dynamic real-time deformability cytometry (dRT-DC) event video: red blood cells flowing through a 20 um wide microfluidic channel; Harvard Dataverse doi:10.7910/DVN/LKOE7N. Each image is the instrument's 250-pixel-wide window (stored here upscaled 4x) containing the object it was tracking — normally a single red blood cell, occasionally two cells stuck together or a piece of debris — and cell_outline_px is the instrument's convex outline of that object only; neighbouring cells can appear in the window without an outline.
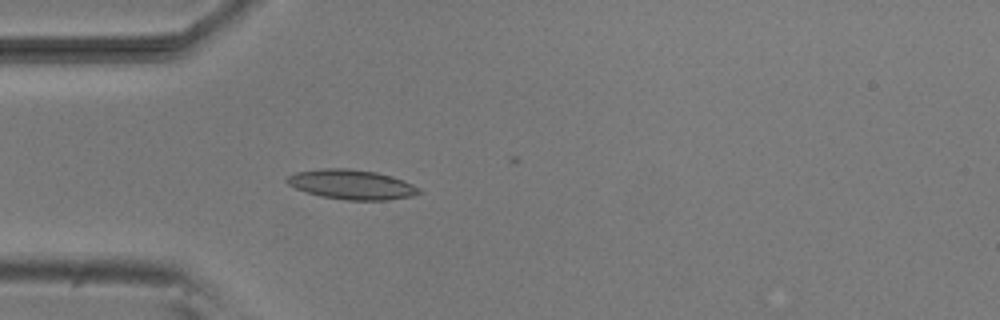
{"species": "common noctule bat (a hibernating species)", "species_latin": "Nyctalus noctula", "temperature_condition": "room temperature", "stored_images_in_passage": 18, "camera_frame_rate_fps": 3000, "um_per_image_px": 0.085, "animal": {"sex": "male", "body_mass_g": 20.5, "forearm_length_mm": 52.5}, "frame": {"image": 1, "passage_image": 15, "time_ms": 4.667, "image_size_px": [1000, 320], "cell_outline_px": [[424, 192], [412, 196], [388, 200], [348, 200], [320, 196], [296, 188], [288, 184], [284, 180], [288, 176], [296, 172], [320, 168], [348, 168], [376, 172], [392, 176], [404, 180], [420, 188]], "centroid_in_image_um": [29.92, 15.68], "position_along_channel_um": 55.1, "area_um2": 22.95}}